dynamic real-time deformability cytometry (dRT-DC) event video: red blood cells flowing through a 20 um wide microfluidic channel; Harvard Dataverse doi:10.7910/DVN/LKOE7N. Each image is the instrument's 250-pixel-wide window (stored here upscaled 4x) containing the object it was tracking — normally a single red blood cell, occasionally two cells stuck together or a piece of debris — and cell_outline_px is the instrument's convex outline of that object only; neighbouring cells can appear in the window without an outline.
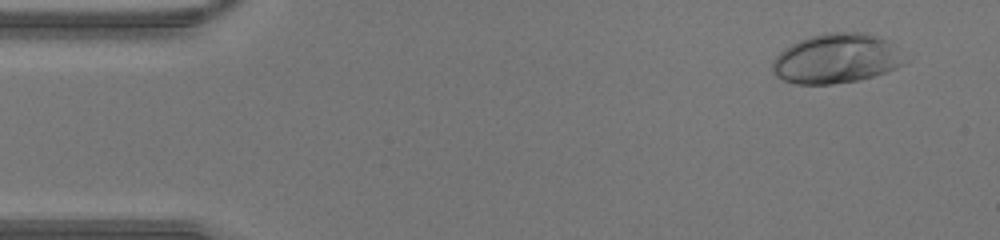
{"species": "human", "species_latin": "Homo sapiens", "temperature_condition": "warm", "stored_images_in_passage": 45, "camera_frame_rate_fps": 3000, "um_per_image_px": 0.085, "donor": {"sex": "male"}, "frame": {"image": 1, "passage_image": 3, "time_ms": 0.667, "image_size_px": [1000, 240], "cell_outline_px": [[908, 60], [904, 64], [896, 68], [872, 76], [856, 80], [832, 84], [796, 84], [784, 80], [776, 76], [772, 72], [772, 60], [784, 48], [800, 40], [824, 32], [868, 32], [892, 44]], "centroid_in_image_um": [71.07, 4.97], "position_along_channel_um": 13.9, "area_um2": 38.15}}
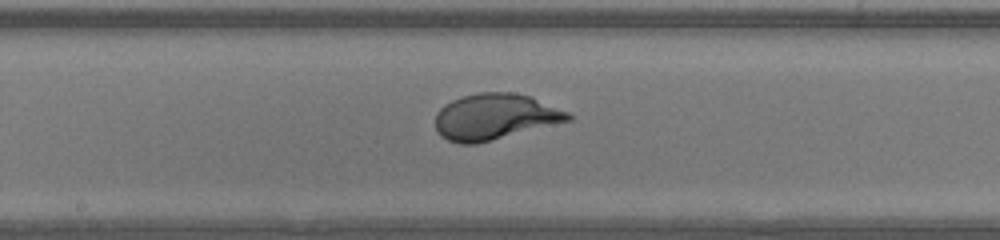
{"frame": {"image": 2, "passage_image": 23, "time_ms": 7.333, "image_size_px": [1000, 240], "cell_outline_px": [[572, 120], [476, 144], [460, 144], [448, 140], [440, 136], [436, 132], [436, 112], [444, 104], [452, 100], [464, 96], [480, 92], [512, 92], [532, 96], [568, 112], [572, 116]], "centroid_in_image_um": [42.05, 9.92], "position_along_channel_um": 206.1, "area_um2": 35.66}}
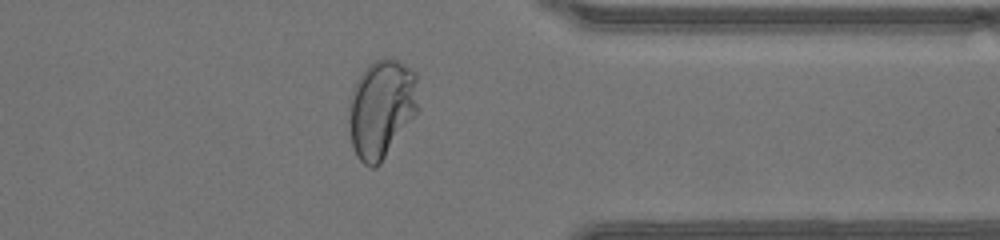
{"frame": {"image": 3, "passage_image": 35, "time_ms": 11.333, "image_size_px": [1000, 240], "cell_outline_px": [[420, 108], [380, 164], [376, 168], [368, 168], [356, 156], [352, 144], [348, 124], [348, 108], [352, 88], [356, 80], [364, 68], [368, 64], [376, 60], [388, 56], [404, 64], [416, 72]], "centroid_in_image_um": [32.42, 9.22], "position_along_channel_um": 379.0, "area_um2": 40.58}}